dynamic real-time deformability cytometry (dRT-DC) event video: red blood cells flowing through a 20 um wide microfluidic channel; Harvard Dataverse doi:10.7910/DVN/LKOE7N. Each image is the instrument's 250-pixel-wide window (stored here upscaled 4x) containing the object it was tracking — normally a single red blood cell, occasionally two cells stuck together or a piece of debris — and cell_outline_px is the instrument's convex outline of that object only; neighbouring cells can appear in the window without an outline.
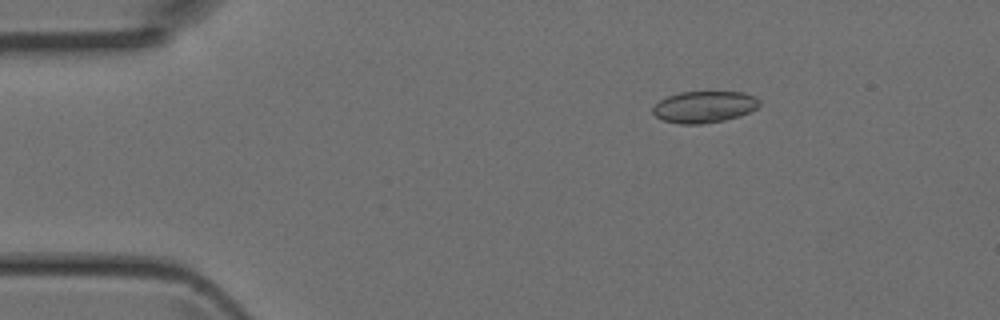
{"species": "Egyptian fruit bat (a non-hibernating species)", "species_latin": "Rousettus aegyptiacus", "temperature_condition": "room temperature", "stored_images_in_passage": 4, "camera_frame_rate_fps": 3000, "um_per_image_px": 0.085, "animal": {"sex": "female"}, "frame": {"image": 1, "passage_image": 3, "time_ms": 0.667, "image_size_px": [1000, 320], "cell_outline_px": [[760, 104], [756, 108], [740, 116], [724, 120], [700, 124], [680, 124], [664, 120], [656, 116], [652, 112], [652, 108], [660, 100], [668, 96], [680, 92], [744, 92], [760, 100]], "centroid_in_image_um": [59.85, 9.08], "position_along_channel_um": 25.1, "area_um2": 19.48}}